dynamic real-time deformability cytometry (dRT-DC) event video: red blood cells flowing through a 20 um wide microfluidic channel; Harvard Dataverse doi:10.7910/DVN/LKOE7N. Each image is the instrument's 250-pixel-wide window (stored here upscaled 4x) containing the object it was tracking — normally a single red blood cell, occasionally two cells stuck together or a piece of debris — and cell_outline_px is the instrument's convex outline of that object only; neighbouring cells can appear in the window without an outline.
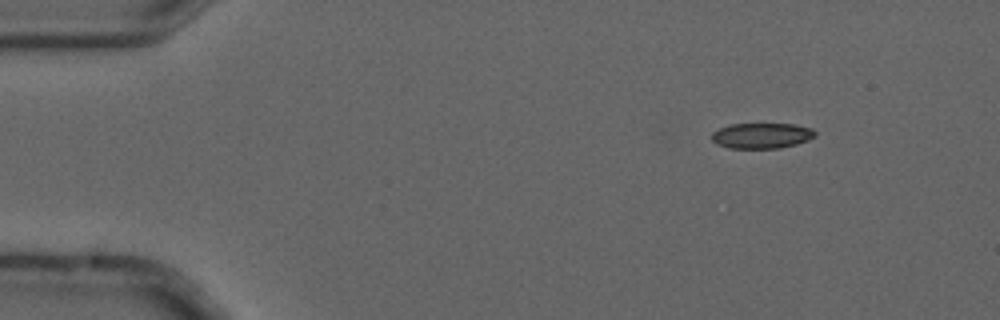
{"species": "common noctule bat (a hibernating species)", "species_latin": "Nyctalus noctula", "temperature_condition": "cold", "stored_images_in_passage": 8, "camera_frame_rate_fps": 3000, "um_per_image_px": 0.085, "animal": {"sex": "male", "forearm_length_mm": 52.5}, "frame": {"image": 1, "passage_image": 2, "time_ms": 0.333, "image_size_px": [1000, 320], "cell_outline_px": [[816, 136], [808, 140], [796, 144], [780, 148], [728, 148], [716, 144], [712, 140], [712, 132], [720, 128], [732, 124], [792, 124], [812, 128], [816, 132]], "centroid_in_image_um": [64.75, 11.53], "position_along_channel_um": 20.3, "area_um2": 15.37}}
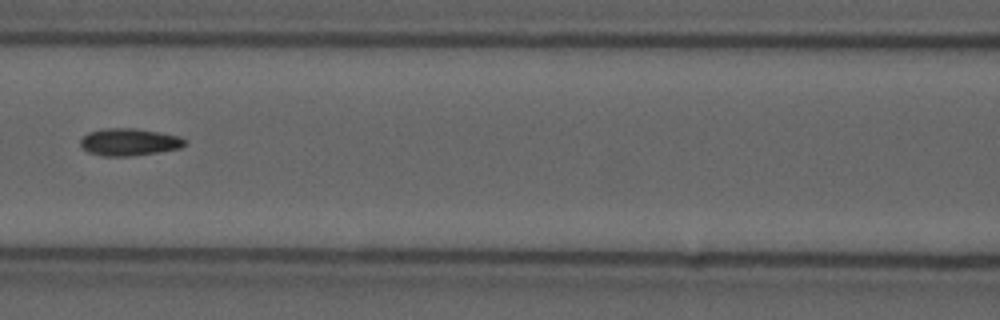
{"frame": {"image": 2, "passage_image": 7, "time_ms": 2.0, "image_size_px": [1000, 320], "cell_outline_px": [[188, 144], [180, 148], [132, 156], [104, 156], [88, 152], [80, 144], [80, 140], [88, 132], [104, 128], [136, 128], [160, 132], [180, 136], [188, 140]], "centroid_in_image_um": [11.02, 12.06], "position_along_channel_um": 155.6, "area_um2": 16.7}}
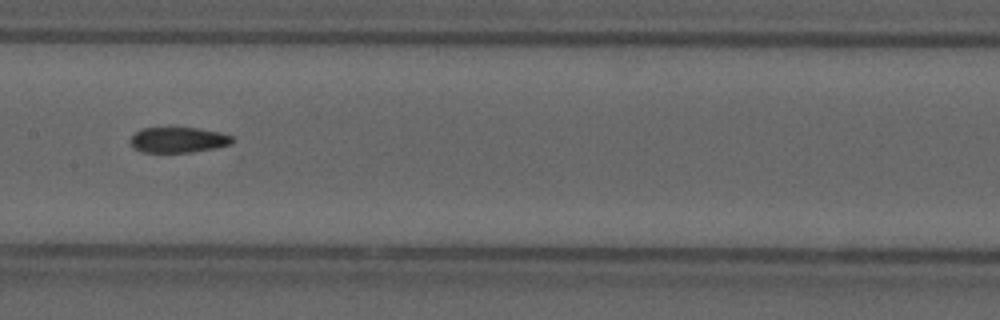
{"frame": {"image": 3, "passage_image": 8, "time_ms": 2.333, "image_size_px": [1000, 320], "cell_outline_px": [[236, 140], [232, 148], [192, 152], [144, 152], [132, 148], [132, 136], [140, 128], [196, 128], [220, 132], [232, 136]], "centroid_in_image_um": [15.32, 11.91], "position_along_channel_um": 192.1, "area_um2": 15.66}}